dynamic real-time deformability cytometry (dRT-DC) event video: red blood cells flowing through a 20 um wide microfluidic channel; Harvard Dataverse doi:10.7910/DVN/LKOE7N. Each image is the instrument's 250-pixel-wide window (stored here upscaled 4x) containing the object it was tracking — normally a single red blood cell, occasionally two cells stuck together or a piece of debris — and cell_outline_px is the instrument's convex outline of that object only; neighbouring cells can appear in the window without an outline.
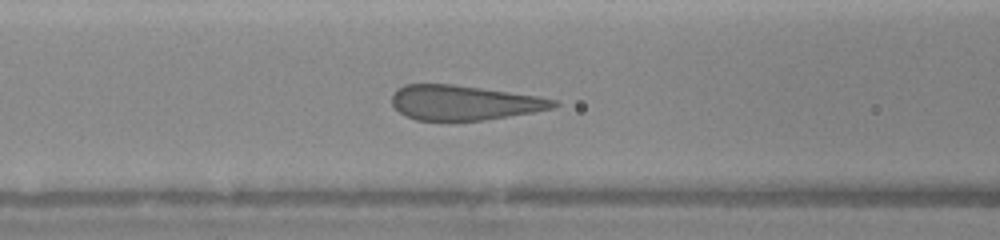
{"species": "human", "species_latin": "Homo sapiens", "temperature_condition": "warm", "stored_images_in_passage": 31, "camera_frame_rate_fps": 3000, "um_per_image_px": 0.085, "donor": {"sex": "female"}, "frame": {"image": 1, "passage_image": 12, "time_ms": 4.333, "image_size_px": [1000, 240], "cell_outline_px": [[560, 104], [552, 108], [532, 112], [484, 120], [416, 120], [400, 112], [392, 104], [392, 96], [396, 88], [404, 84], [452, 84], [536, 96], [556, 100]], "centroid_in_image_um": [39.4, 8.72], "position_along_channel_um": 127.2, "area_um2": 32.37}}
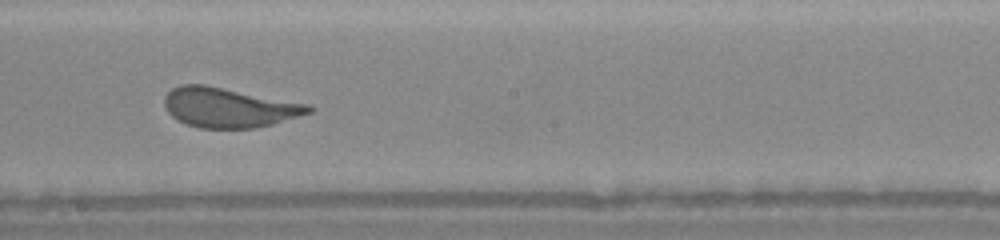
{"frame": {"image": 2, "passage_image": 18, "time_ms": 6.667, "image_size_px": [1000, 240], "cell_outline_px": [[316, 108], [312, 112], [272, 124], [256, 128], [200, 128], [188, 124], [172, 116], [168, 112], [164, 104], [164, 96], [172, 88], [180, 84], [204, 84], [308, 104]], "centroid_in_image_um": [19.45, 9.13], "position_along_channel_um": 228.7, "area_um2": 33.23}}
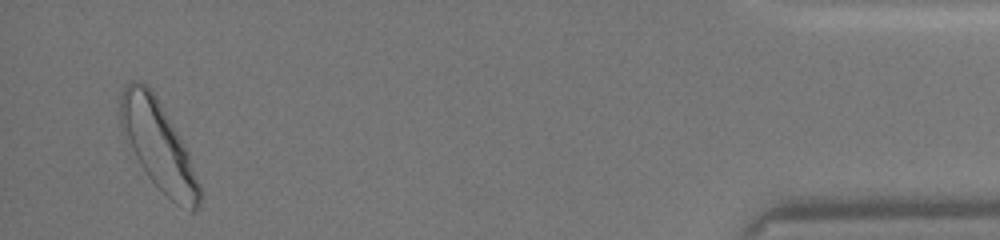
{"frame": {"image": 3, "passage_image": 31, "time_ms": 12.667, "image_size_px": [1000, 240], "cell_outline_px": [[200, 204], [192, 212], [176, 204], [148, 176], [136, 156], [120, 124], [120, 96], [124, 88], [132, 80], [148, 84], [152, 88], [188, 152], [200, 184]], "centroid_in_image_um": [13.47, 12.33], "position_along_channel_um": 421.7, "area_um2": 39.82}}